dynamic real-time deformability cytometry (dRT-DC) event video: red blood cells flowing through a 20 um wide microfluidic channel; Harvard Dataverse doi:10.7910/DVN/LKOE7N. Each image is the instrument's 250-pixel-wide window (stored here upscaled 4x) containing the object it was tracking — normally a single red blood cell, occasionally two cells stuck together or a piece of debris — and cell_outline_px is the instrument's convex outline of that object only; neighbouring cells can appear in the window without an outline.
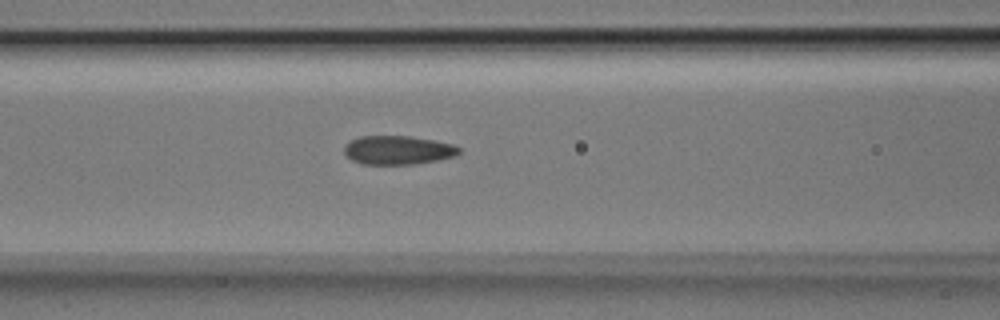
{"species": "Egyptian fruit bat (a non-hibernating species)", "species_latin": "Rousettus aegyptiacus", "temperature_condition": "room temperature", "stored_images_in_passage": 20, "camera_frame_rate_fps": 3000, "um_per_image_px": 0.085, "animal": {"sex": "male"}, "frame": {"image": 1, "passage_image": 5, "time_ms": 1.333, "image_size_px": [1000, 320], "cell_outline_px": [[460, 152], [456, 156], [416, 164], [360, 164], [352, 160], [344, 152], [344, 144], [348, 140], [360, 136], [408, 136], [432, 140], [452, 144], [460, 148]], "centroid_in_image_um": [33.78, 12.76], "position_along_channel_um": 132.8, "area_um2": 19.31}}
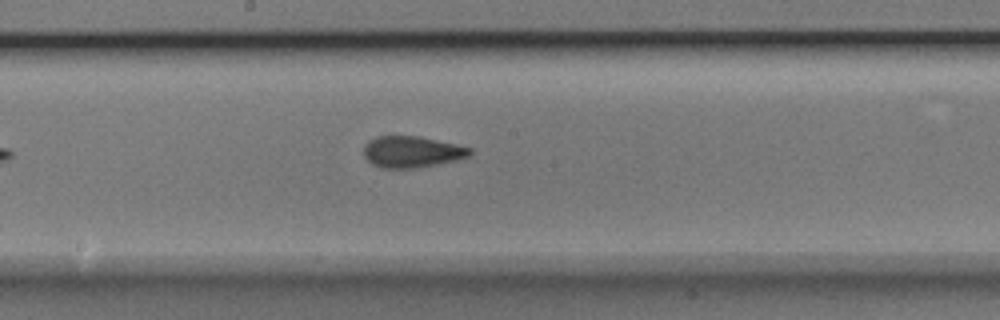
{"frame": {"image": 2, "passage_image": 11, "time_ms": 3.333, "image_size_px": [1000, 320], "cell_outline_px": [[472, 152], [468, 156], [456, 160], [416, 168], [380, 168], [372, 164], [364, 156], [364, 144], [368, 140], [376, 136], [420, 136], [456, 144], [472, 148]], "centroid_in_image_um": [34.98, 12.9], "position_along_channel_um": 213.2, "area_um2": 19.48}}
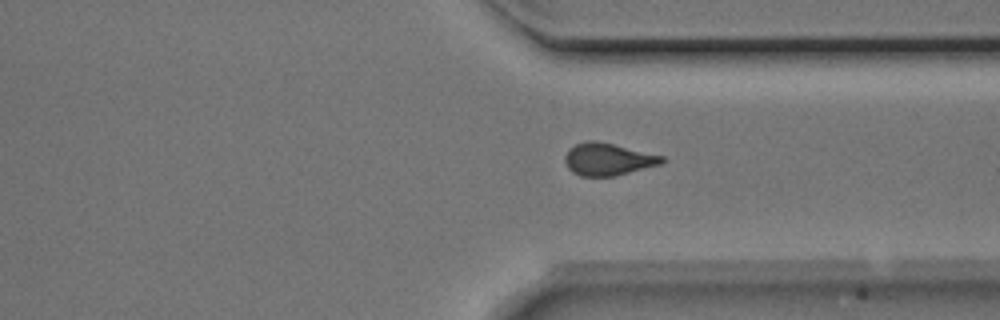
{"frame": {"image": 3, "passage_image": 19, "time_ms": 6.0, "image_size_px": [1000, 320], "cell_outline_px": [[664, 160], [660, 164], [616, 176], [580, 176], [572, 172], [568, 168], [564, 160], [564, 156], [568, 148], [576, 144], [588, 140], [596, 140], [664, 156]], "centroid_in_image_um": [51.63, 13.53], "position_along_channel_um": 359.8, "area_um2": 18.26}}